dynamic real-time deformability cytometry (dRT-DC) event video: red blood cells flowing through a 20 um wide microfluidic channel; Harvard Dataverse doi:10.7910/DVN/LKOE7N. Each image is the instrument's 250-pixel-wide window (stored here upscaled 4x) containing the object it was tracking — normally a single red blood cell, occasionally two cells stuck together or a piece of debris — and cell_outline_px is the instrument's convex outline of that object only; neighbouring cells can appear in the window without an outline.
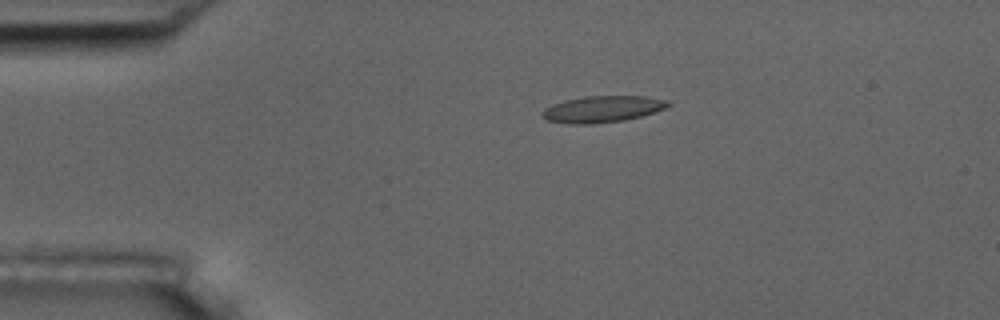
{"species": "common noctule bat (a hibernating species)", "species_latin": "Nyctalus noctula", "temperature_condition": "room temperature", "stored_images_in_passage": 8, "camera_frame_rate_fps": 3000, "um_per_image_px": 0.085, "animal": {"sex": "male", "body_mass_g": 17.5, "forearm_length_mm": 52.3}, "frame": {"image": 1, "passage_image": 3, "time_ms": 2.333, "image_size_px": [1000, 320], "cell_outline_px": [[672, 104], [664, 108], [640, 116], [624, 120], [592, 124], [568, 124], [548, 120], [540, 116], [540, 112], [544, 108], [552, 104], [564, 100], [584, 96], [644, 96], [672, 100]], "centroid_in_image_um": [51.18, 9.26], "position_along_channel_um": 33.8, "area_um2": 19.59}}
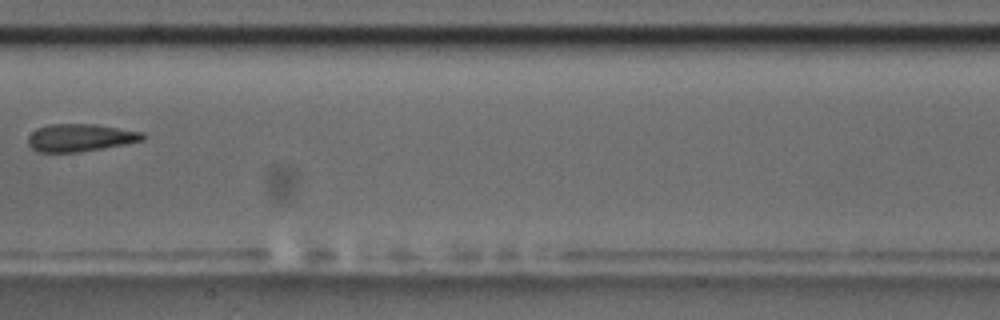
{"frame": {"image": 2, "passage_image": 7, "time_ms": 8.0, "image_size_px": [1000, 320], "cell_outline_px": [[148, 136], [144, 140], [128, 144], [80, 152], [40, 152], [32, 148], [28, 144], [28, 136], [36, 128], [48, 124], [96, 124], [144, 132]], "centroid_in_image_um": [6.87, 11.7], "position_along_channel_um": 200.5, "area_um2": 18.73}}
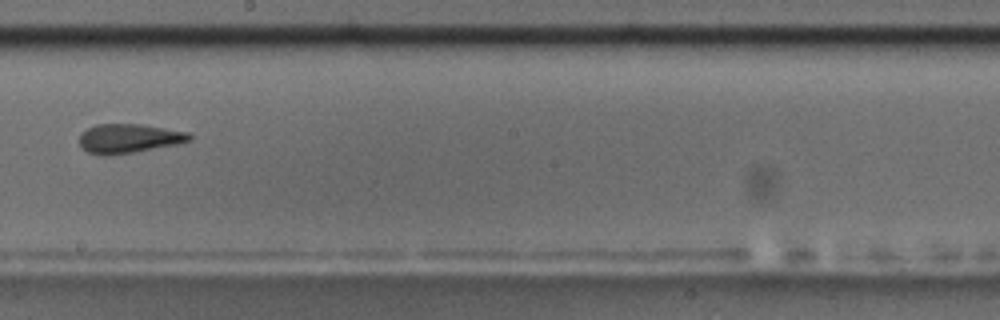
{"frame": {"image": 3, "passage_image": 8, "time_ms": 9.0, "image_size_px": [1000, 320], "cell_outline_px": [[192, 140], [180, 144], [112, 156], [100, 156], [88, 152], [80, 144], [80, 136], [88, 128], [96, 124], [144, 124], [188, 132], [192, 136]], "centroid_in_image_um": [11.0, 11.78], "position_along_channel_um": 237.2, "area_um2": 18.96}}